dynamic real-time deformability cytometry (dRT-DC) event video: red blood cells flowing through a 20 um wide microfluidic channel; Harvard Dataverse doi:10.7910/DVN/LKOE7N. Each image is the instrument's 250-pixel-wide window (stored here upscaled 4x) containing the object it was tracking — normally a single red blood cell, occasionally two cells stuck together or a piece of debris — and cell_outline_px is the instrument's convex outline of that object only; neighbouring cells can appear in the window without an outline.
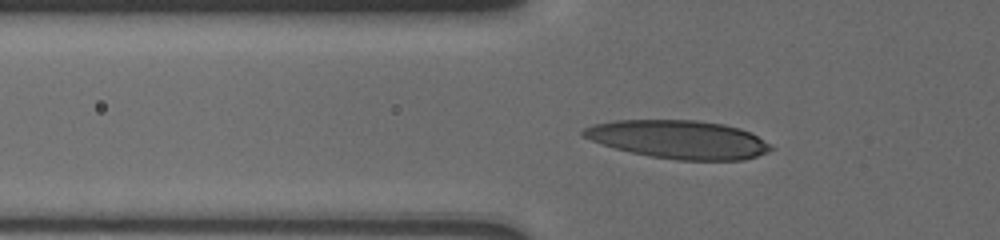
{"species": "human", "species_latin": "Homo sapiens", "temperature_condition": "cold", "stored_images_in_passage": 45, "camera_frame_rate_fps": 3000, "um_per_image_px": 0.085, "donor": {"sex": "male"}, "frame": {"image": 1, "passage_image": 2, "time_ms": 0.333, "image_size_px": [1000, 240], "cell_outline_px": [[772, 148], [768, 152], [744, 160], [676, 160], [648, 156], [616, 148], [580, 136], [580, 132], [584, 128], [596, 124], [612, 120], [696, 120], [724, 124], [740, 128], [772, 144]], "centroid_in_image_um": [57.69, 11.85], "position_along_channel_um": 68.1, "area_um2": 41.73}}
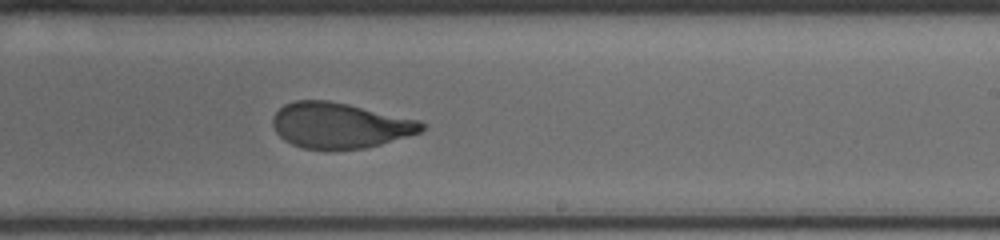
{"frame": {"image": 2, "passage_image": 17, "time_ms": 5.667, "image_size_px": [1000, 240], "cell_outline_px": [[424, 128], [420, 132], [408, 136], [368, 148], [304, 148], [292, 144], [284, 140], [276, 132], [272, 124], [272, 116], [284, 104], [296, 100], [328, 100], [348, 104], [420, 120], [424, 124]], "centroid_in_image_um": [28.87, 10.64], "position_along_channel_um": 260.1, "area_um2": 39.25}}
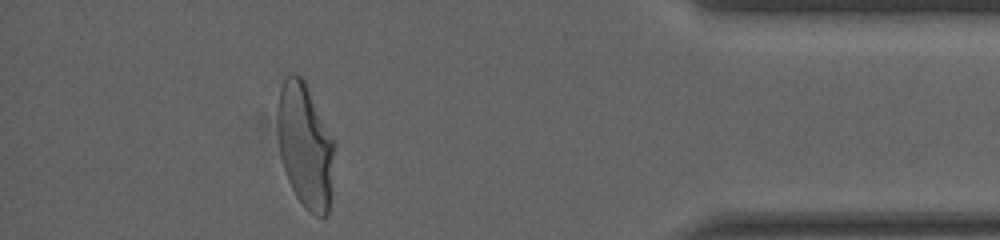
{"frame": {"image": 3, "passage_image": 38, "time_ms": 10.667, "image_size_px": [1000, 240], "cell_outline_px": [[336, 148], [328, 212], [324, 216], [316, 216], [308, 212], [304, 208], [296, 196], [288, 180], [280, 156], [276, 120], [276, 108], [280, 88], [284, 76], [288, 72], [296, 72], [304, 80], [336, 144]], "centroid_in_image_um": [25.92, 12.34], "position_along_channel_um": 409.3, "area_um2": 41.96}}